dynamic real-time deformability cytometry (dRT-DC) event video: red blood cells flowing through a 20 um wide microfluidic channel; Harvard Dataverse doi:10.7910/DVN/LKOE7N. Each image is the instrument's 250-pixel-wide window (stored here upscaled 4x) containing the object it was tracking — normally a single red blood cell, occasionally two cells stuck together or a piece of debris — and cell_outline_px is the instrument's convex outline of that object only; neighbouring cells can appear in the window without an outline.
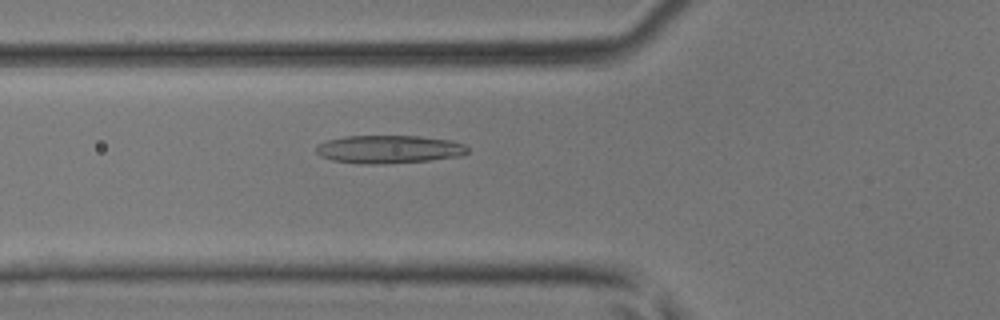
{"species": "common noctule bat (a hibernating species)", "species_latin": "Nyctalus noctula", "temperature_condition": "room temperature", "stored_images_in_passage": 30, "camera_frame_rate_fps": 3000, "um_per_image_px": 0.085, "animal": {"sex": "male", "body_mass_g": 17.9, "forearm_length_mm": 54.2}, "frame": {"image": 1, "passage_image": 7, "time_ms": 2.0, "image_size_px": [1000, 320], "cell_outline_px": [[468, 152], [464, 156], [428, 160], [384, 164], [360, 164], [332, 160], [320, 156], [316, 152], [316, 144], [328, 140], [344, 136], [420, 136], [452, 140], [464, 144], [468, 148]], "centroid_in_image_um": [33.07, 12.69], "position_along_channel_um": 92.7, "area_um2": 25.03}}
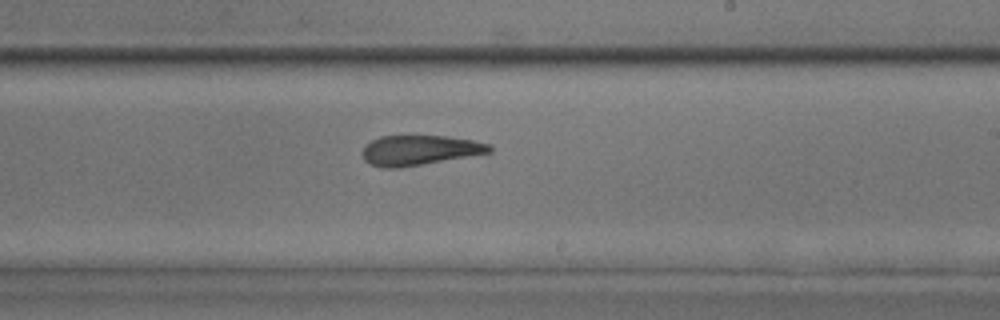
{"frame": {"image": 2, "passage_image": 18, "time_ms": 5.667, "image_size_px": [1000, 320], "cell_outline_px": [[492, 152], [400, 168], [380, 168], [368, 164], [364, 160], [360, 152], [364, 144], [380, 136], [444, 136], [472, 140], [492, 144]], "centroid_in_image_um": [35.6, 12.78], "position_along_channel_um": 253.4, "area_um2": 22.43}}
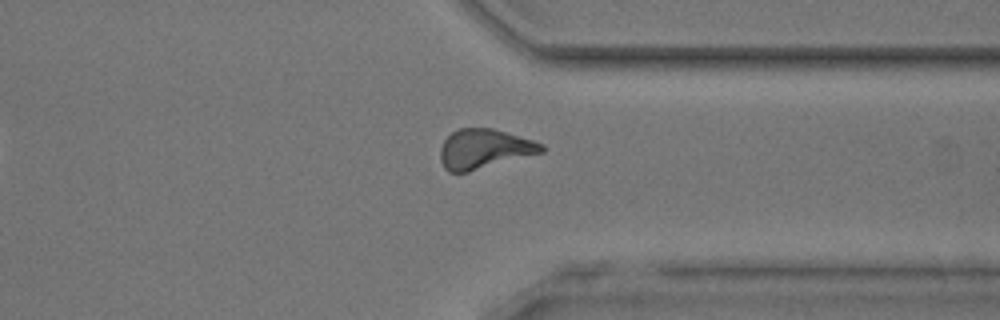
{"frame": {"image": 3, "passage_image": 26, "time_ms": 8.333, "image_size_px": [1000, 320], "cell_outline_px": [[544, 152], [468, 172], [448, 172], [444, 168], [440, 160], [440, 148], [444, 140], [452, 132], [460, 128], [492, 128], [532, 140], [544, 144]], "centroid_in_image_um": [41.14, 12.67], "position_along_channel_um": 370.3, "area_um2": 23.29}}